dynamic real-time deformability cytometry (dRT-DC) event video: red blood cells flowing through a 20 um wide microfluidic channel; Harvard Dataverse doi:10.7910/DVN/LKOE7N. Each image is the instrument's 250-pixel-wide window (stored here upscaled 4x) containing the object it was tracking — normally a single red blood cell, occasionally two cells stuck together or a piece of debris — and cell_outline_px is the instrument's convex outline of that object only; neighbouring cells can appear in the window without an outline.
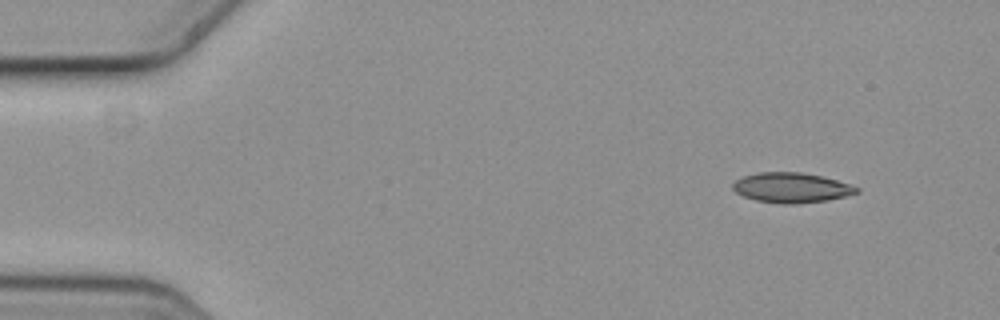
{"species": "common noctule bat (a hibernating species)", "species_latin": "Nyctalus noctula", "temperature_condition": "cold", "stored_images_in_passage": 4, "camera_frame_rate_fps": 3000, "um_per_image_px": 0.085, "animal": {"sex": "female", "body_mass_g": 19.3, "forearm_length_mm": 54.1}, "frame": {"image": 1, "passage_image": 1, "time_ms": 0.0, "image_size_px": [1000, 320], "cell_outline_px": [[860, 192], [828, 200], [792, 204], [784, 204], [756, 200], [744, 196], [736, 192], [732, 188], [732, 184], [736, 180], [744, 176], [760, 172], [800, 172], [820, 176], [836, 180], [860, 188]], "centroid_in_image_um": [67.26, 15.95], "position_along_channel_um": 17.7, "area_um2": 21.39}}
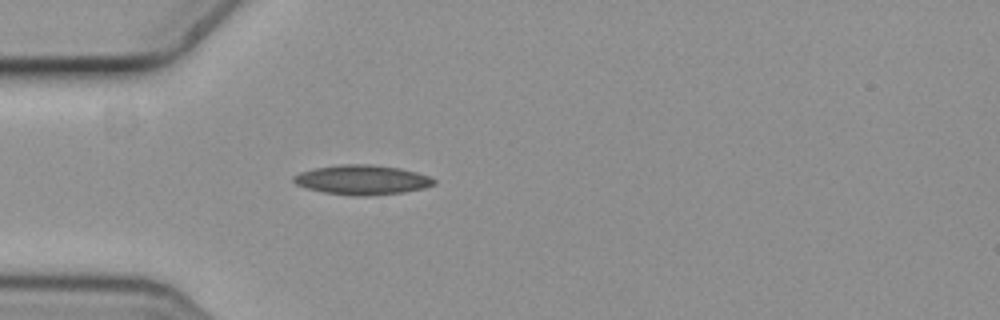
{"frame": {"image": 2, "passage_image": 4, "time_ms": 1.0, "image_size_px": [1000, 320], "cell_outline_px": [[436, 184], [424, 188], [404, 192], [368, 196], [356, 196], [324, 192], [308, 188], [296, 184], [292, 180], [292, 176], [300, 172], [316, 168], [340, 164], [372, 164], [400, 168], [416, 172], [428, 176], [436, 180]], "centroid_in_image_um": [30.79, 15.28], "position_along_channel_um": 54.2, "area_um2": 24.22}}